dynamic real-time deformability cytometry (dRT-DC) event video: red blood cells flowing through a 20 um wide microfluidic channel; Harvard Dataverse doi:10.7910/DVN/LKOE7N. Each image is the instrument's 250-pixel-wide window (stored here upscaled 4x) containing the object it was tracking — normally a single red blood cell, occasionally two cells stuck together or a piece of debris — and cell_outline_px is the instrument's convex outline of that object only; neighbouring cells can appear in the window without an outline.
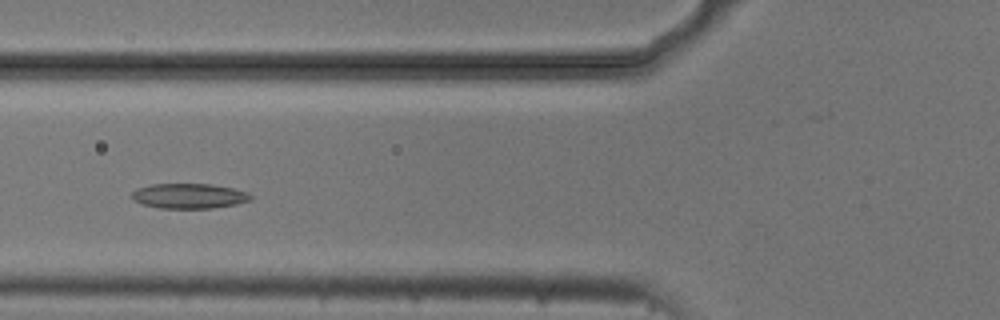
{"species": "common noctule bat (a hibernating species)", "species_latin": "Nyctalus noctula", "temperature_condition": "cold", "stored_images_in_passage": 5, "camera_frame_rate_fps": 3000, "um_per_image_px": 0.085, "animal": {"sex": "male", "body_mass_g": 20.5, "forearm_length_mm": 52.5}, "frame": {"image": 1, "passage_image": 5, "time_ms": 1.333, "image_size_px": [1000, 320], "cell_outline_px": [[252, 200], [236, 204], [212, 208], [160, 208], [144, 204], [132, 200], [132, 192], [136, 188], [152, 184], [212, 184], [232, 188], [248, 192], [252, 196]], "centroid_in_image_um": [16.08, 16.65], "position_along_channel_um": 109.7, "area_um2": 17.34}}